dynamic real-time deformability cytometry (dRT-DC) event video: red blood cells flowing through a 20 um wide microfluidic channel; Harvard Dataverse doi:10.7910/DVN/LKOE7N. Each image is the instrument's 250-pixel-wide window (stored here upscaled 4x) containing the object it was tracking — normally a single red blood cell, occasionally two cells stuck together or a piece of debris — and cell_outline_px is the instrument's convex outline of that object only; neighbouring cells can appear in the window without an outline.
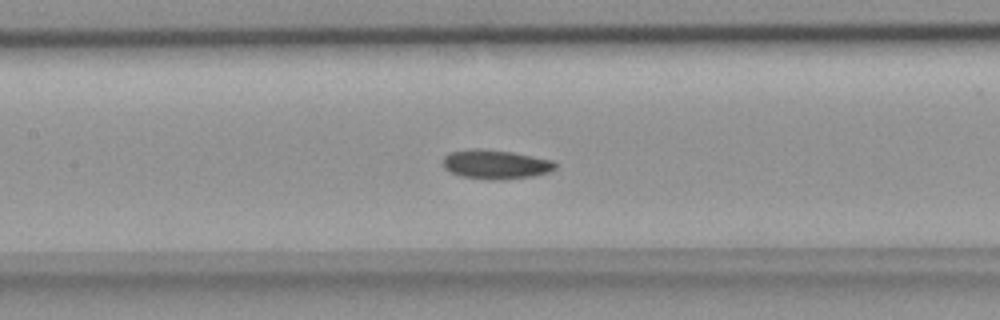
{"species": "common noctule bat (a hibernating species)", "species_latin": "Nyctalus noctula", "temperature_condition": "room temperature", "stored_images_in_passage": 45, "camera_frame_rate_fps": 3000, "um_per_image_px": 0.085, "animal": {"sex": "female", "body_mass_g": 18.4}, "frame": {"image": 1, "passage_image": 17, "time_ms": 5.333, "image_size_px": [1000, 320], "cell_outline_px": [[556, 168], [548, 172], [532, 176], [500, 180], [488, 180], [460, 176], [444, 168], [444, 156], [448, 152], [472, 148], [480, 148], [512, 152], [552, 160], [556, 164]], "centroid_in_image_um": [42.1, 13.97], "position_along_channel_um": 165.3, "area_um2": 19.13}}
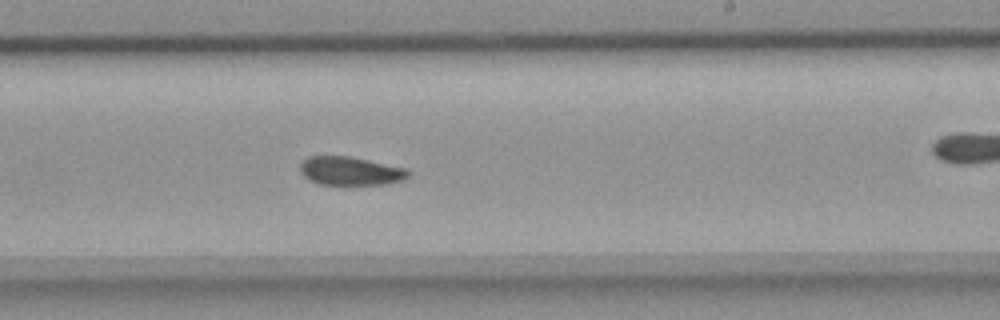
{"frame": {"image": 2, "passage_image": 24, "time_ms": 7.667, "image_size_px": [1000, 320], "cell_outline_px": [[408, 176], [404, 180], [384, 184], [320, 184], [308, 180], [300, 172], [300, 164], [308, 156], [348, 156], [408, 168]], "centroid_in_image_um": [29.77, 14.53], "position_along_channel_um": 259.2, "area_um2": 17.92}}
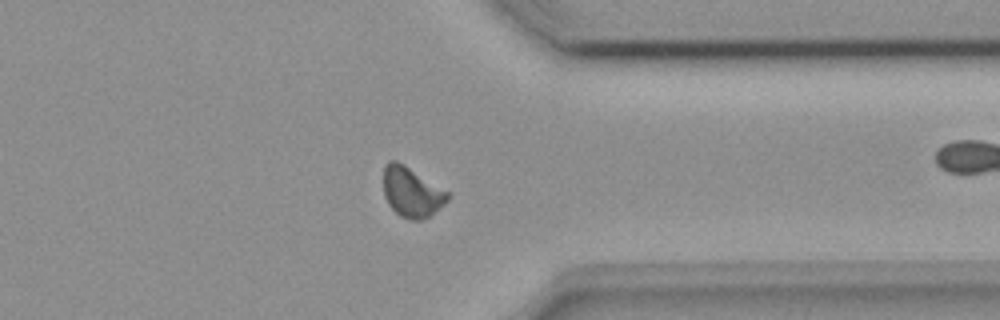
{"frame": {"image": 3, "passage_image": 33, "time_ms": 10.667, "image_size_px": [1000, 320], "cell_outline_px": [[452, 196], [444, 204], [428, 216], [420, 220], [408, 220], [400, 216], [388, 204], [384, 196], [384, 164], [388, 160], [396, 160], [404, 164], [452, 192]], "centroid_in_image_um": [35.02, 16.3], "position_along_channel_um": 376.4, "area_um2": 19.07}}